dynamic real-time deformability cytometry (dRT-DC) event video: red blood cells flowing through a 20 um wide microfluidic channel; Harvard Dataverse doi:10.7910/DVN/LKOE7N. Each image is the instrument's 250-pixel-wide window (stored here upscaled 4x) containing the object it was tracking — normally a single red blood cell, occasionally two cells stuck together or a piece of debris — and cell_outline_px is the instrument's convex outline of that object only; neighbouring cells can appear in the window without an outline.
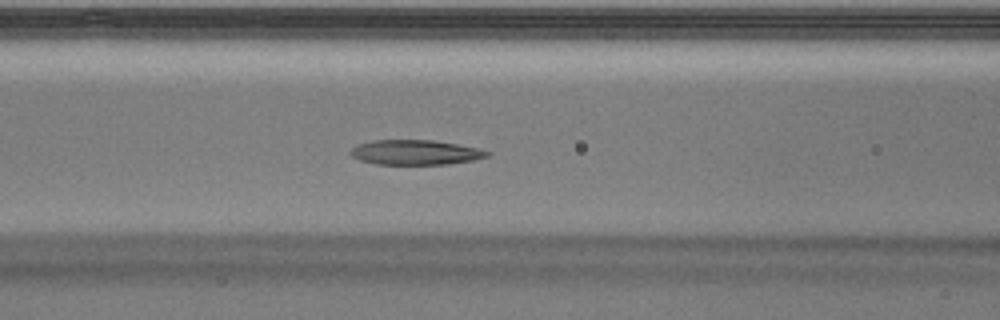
{"species": "Egyptian fruit bat (a non-hibernating species)", "species_latin": "Rousettus aegyptiacus", "temperature_condition": "warm", "stored_images_in_passage": 29, "camera_frame_rate_fps": 3000, "um_per_image_px": 0.085, "animal": {"sex": "male"}, "frame": {"image": 1, "passage_image": 5, "time_ms": 1.333, "image_size_px": [1000, 320], "cell_outline_px": [[492, 152], [488, 156], [472, 160], [448, 164], [376, 164], [360, 160], [352, 156], [348, 152], [352, 148], [360, 144], [372, 140], [432, 140], [456, 144], [476, 148]], "centroid_in_image_um": [35.29, 12.95], "position_along_channel_um": 131.3, "area_um2": 19.59}}